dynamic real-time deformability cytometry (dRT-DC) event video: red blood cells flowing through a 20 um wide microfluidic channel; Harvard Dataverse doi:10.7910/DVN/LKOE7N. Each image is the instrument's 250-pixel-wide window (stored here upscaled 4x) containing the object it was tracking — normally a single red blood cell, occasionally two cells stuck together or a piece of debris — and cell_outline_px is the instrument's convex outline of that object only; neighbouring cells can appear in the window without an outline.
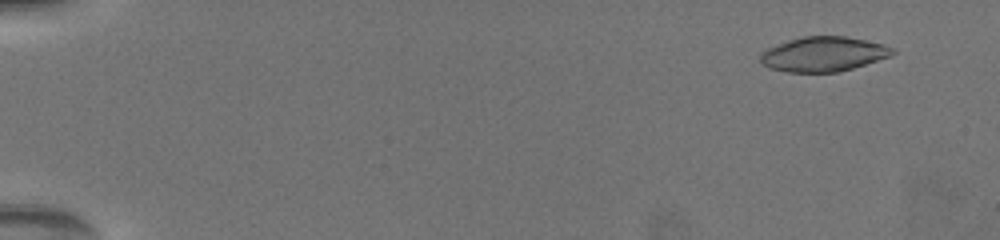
{"species": "common noctule bat (a hibernating species)", "species_latin": "Nyctalus noctula", "temperature_condition": "warm", "stored_images_in_passage": 26, "camera_frame_rate_fps": 3000, "um_per_image_px": 0.085, "animal": {"sex": "female", "body_mass_g": 19.5, "forearm_length_mm": 54.1}, "frame": {"image": 1, "passage_image": 4, "time_ms": 1.0, "image_size_px": [1000, 240], "cell_outline_px": [[896, 52], [888, 56], [852, 68], [836, 72], [788, 72], [768, 68], [760, 64], [760, 56], [768, 48], [804, 36], [844, 36], [884, 44], [892, 48]], "centroid_in_image_um": [69.96, 4.61], "position_along_channel_um": 15.0, "area_um2": 26.24}}
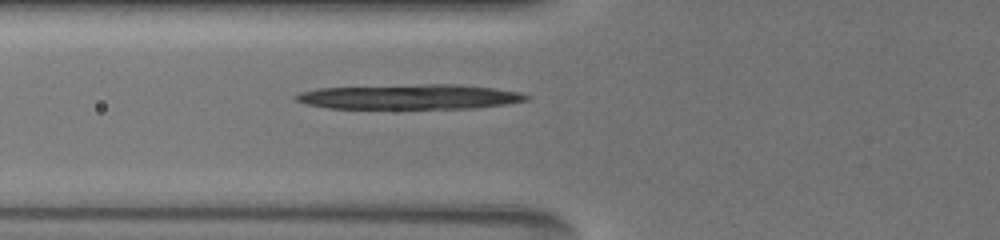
{"frame": {"image": 2, "passage_image": 23, "time_ms": 7.333, "image_size_px": [1000, 240], "cell_outline_px": [[528, 100], [504, 104], [472, 108], [328, 108], [308, 104], [296, 100], [296, 96], [300, 92], [320, 88], [424, 84], [460, 84], [492, 88], [520, 92], [528, 96]], "centroid_in_image_um": [34.85, 8.22], "position_along_channel_um": 90.9, "area_um2": 33.0}}
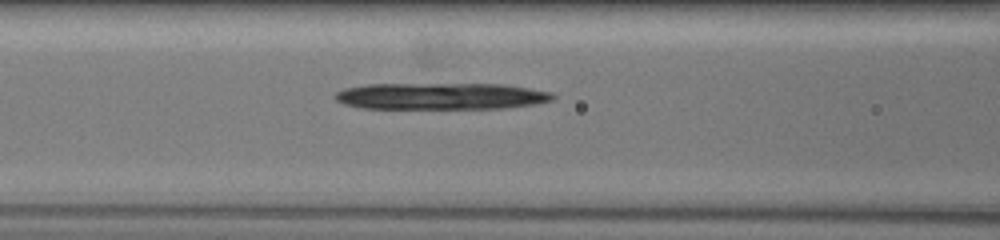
{"frame": {"image": 3, "passage_image": 26, "time_ms": 8.333, "image_size_px": [1000, 240], "cell_outline_px": [[556, 96], [552, 100], [532, 104], [500, 108], [364, 108], [348, 104], [336, 100], [332, 96], [336, 92], [344, 88], [368, 84], [500, 84], [528, 88], [552, 92]], "centroid_in_image_um": [37.46, 8.16], "position_along_channel_um": 129.1, "area_um2": 33.47}}